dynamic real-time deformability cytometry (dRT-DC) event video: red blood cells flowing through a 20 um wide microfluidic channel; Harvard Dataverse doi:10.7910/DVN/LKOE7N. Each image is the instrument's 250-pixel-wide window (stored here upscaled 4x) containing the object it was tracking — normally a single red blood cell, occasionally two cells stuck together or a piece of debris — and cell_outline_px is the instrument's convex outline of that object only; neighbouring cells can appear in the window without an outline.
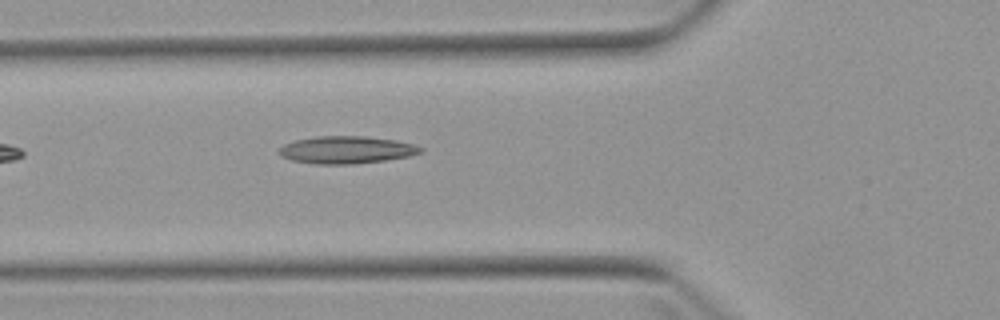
{"species": "Egyptian fruit bat (a non-hibernating species)", "species_latin": "Rousettus aegyptiacus", "temperature_condition": "warm", "stored_images_in_passage": 3, "camera_frame_rate_fps": 3000, "um_per_image_px": 0.085, "animal": {"sex": "female"}, "frame": {"image": 1, "passage_image": 3, "time_ms": 2.333, "image_size_px": [1000, 320], "cell_outline_px": [[424, 152], [408, 156], [384, 160], [352, 164], [316, 164], [292, 160], [280, 156], [280, 148], [284, 144], [296, 140], [316, 136], [364, 136], [396, 140], [412, 144], [424, 148]], "centroid_in_image_um": [29.46, 12.73], "position_along_channel_um": 96.3, "area_um2": 22.48}}